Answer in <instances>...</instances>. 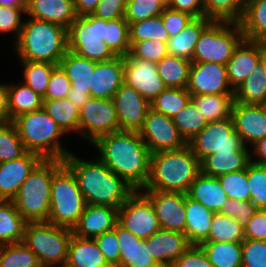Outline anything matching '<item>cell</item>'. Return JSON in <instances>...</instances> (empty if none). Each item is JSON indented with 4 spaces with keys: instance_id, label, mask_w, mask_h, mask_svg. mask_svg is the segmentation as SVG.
Masks as SVG:
<instances>
[{
    "instance_id": "cell-1",
    "label": "cell",
    "mask_w": 266,
    "mask_h": 267,
    "mask_svg": "<svg viewBox=\"0 0 266 267\" xmlns=\"http://www.w3.org/2000/svg\"><path fill=\"white\" fill-rule=\"evenodd\" d=\"M93 154L135 190L145 187L150 175L151 151L136 131H116L99 137ZM98 153V154H97Z\"/></svg>"
},
{
    "instance_id": "cell-2",
    "label": "cell",
    "mask_w": 266,
    "mask_h": 267,
    "mask_svg": "<svg viewBox=\"0 0 266 267\" xmlns=\"http://www.w3.org/2000/svg\"><path fill=\"white\" fill-rule=\"evenodd\" d=\"M63 163L73 172L86 204L119 209L135 191L123 178L111 172L97 156L85 160L71 152Z\"/></svg>"
},
{
    "instance_id": "cell-3",
    "label": "cell",
    "mask_w": 266,
    "mask_h": 267,
    "mask_svg": "<svg viewBox=\"0 0 266 267\" xmlns=\"http://www.w3.org/2000/svg\"><path fill=\"white\" fill-rule=\"evenodd\" d=\"M11 46L20 61L59 65L68 50L67 29L54 23L25 16L20 35Z\"/></svg>"
},
{
    "instance_id": "cell-4",
    "label": "cell",
    "mask_w": 266,
    "mask_h": 267,
    "mask_svg": "<svg viewBox=\"0 0 266 267\" xmlns=\"http://www.w3.org/2000/svg\"><path fill=\"white\" fill-rule=\"evenodd\" d=\"M200 173V161L188 145L178 150L151 154L150 175L140 190H158L187 194Z\"/></svg>"
},
{
    "instance_id": "cell-5",
    "label": "cell",
    "mask_w": 266,
    "mask_h": 267,
    "mask_svg": "<svg viewBox=\"0 0 266 267\" xmlns=\"http://www.w3.org/2000/svg\"><path fill=\"white\" fill-rule=\"evenodd\" d=\"M11 122L27 152L57 160H64L72 152L63 144L67 135L43 109L20 114Z\"/></svg>"
},
{
    "instance_id": "cell-6",
    "label": "cell",
    "mask_w": 266,
    "mask_h": 267,
    "mask_svg": "<svg viewBox=\"0 0 266 267\" xmlns=\"http://www.w3.org/2000/svg\"><path fill=\"white\" fill-rule=\"evenodd\" d=\"M63 164V160L42 159L22 183L12 201L27 222H47L53 174Z\"/></svg>"
},
{
    "instance_id": "cell-7",
    "label": "cell",
    "mask_w": 266,
    "mask_h": 267,
    "mask_svg": "<svg viewBox=\"0 0 266 267\" xmlns=\"http://www.w3.org/2000/svg\"><path fill=\"white\" fill-rule=\"evenodd\" d=\"M85 207L86 201L73 172L63 164L53 174L47 222L73 229Z\"/></svg>"
},
{
    "instance_id": "cell-8",
    "label": "cell",
    "mask_w": 266,
    "mask_h": 267,
    "mask_svg": "<svg viewBox=\"0 0 266 267\" xmlns=\"http://www.w3.org/2000/svg\"><path fill=\"white\" fill-rule=\"evenodd\" d=\"M72 229L48 222H27L23 243L36 255L42 267H60L67 260Z\"/></svg>"
},
{
    "instance_id": "cell-9",
    "label": "cell",
    "mask_w": 266,
    "mask_h": 267,
    "mask_svg": "<svg viewBox=\"0 0 266 267\" xmlns=\"http://www.w3.org/2000/svg\"><path fill=\"white\" fill-rule=\"evenodd\" d=\"M243 39L240 23L212 21L201 33L191 62L226 65Z\"/></svg>"
},
{
    "instance_id": "cell-10",
    "label": "cell",
    "mask_w": 266,
    "mask_h": 267,
    "mask_svg": "<svg viewBox=\"0 0 266 267\" xmlns=\"http://www.w3.org/2000/svg\"><path fill=\"white\" fill-rule=\"evenodd\" d=\"M68 50L95 62L117 57L105 43V20L92 14L79 16L67 30Z\"/></svg>"
},
{
    "instance_id": "cell-11",
    "label": "cell",
    "mask_w": 266,
    "mask_h": 267,
    "mask_svg": "<svg viewBox=\"0 0 266 267\" xmlns=\"http://www.w3.org/2000/svg\"><path fill=\"white\" fill-rule=\"evenodd\" d=\"M187 145L201 161L215 152L250 150L234 129L231 117L221 121L208 122L202 131L195 135Z\"/></svg>"
},
{
    "instance_id": "cell-12",
    "label": "cell",
    "mask_w": 266,
    "mask_h": 267,
    "mask_svg": "<svg viewBox=\"0 0 266 267\" xmlns=\"http://www.w3.org/2000/svg\"><path fill=\"white\" fill-rule=\"evenodd\" d=\"M119 131L113 99L90 98L79 111V140L92 145L99 137Z\"/></svg>"
},
{
    "instance_id": "cell-13",
    "label": "cell",
    "mask_w": 266,
    "mask_h": 267,
    "mask_svg": "<svg viewBox=\"0 0 266 267\" xmlns=\"http://www.w3.org/2000/svg\"><path fill=\"white\" fill-rule=\"evenodd\" d=\"M118 223L142 240L161 229L150 200L140 190H135L118 209Z\"/></svg>"
},
{
    "instance_id": "cell-14",
    "label": "cell",
    "mask_w": 266,
    "mask_h": 267,
    "mask_svg": "<svg viewBox=\"0 0 266 267\" xmlns=\"http://www.w3.org/2000/svg\"><path fill=\"white\" fill-rule=\"evenodd\" d=\"M138 132L151 153L178 150L187 145L172 118L151 108L148 109L144 123Z\"/></svg>"
},
{
    "instance_id": "cell-15",
    "label": "cell",
    "mask_w": 266,
    "mask_h": 267,
    "mask_svg": "<svg viewBox=\"0 0 266 267\" xmlns=\"http://www.w3.org/2000/svg\"><path fill=\"white\" fill-rule=\"evenodd\" d=\"M186 89L192 95H234L226 65L220 63H192Z\"/></svg>"
},
{
    "instance_id": "cell-16",
    "label": "cell",
    "mask_w": 266,
    "mask_h": 267,
    "mask_svg": "<svg viewBox=\"0 0 266 267\" xmlns=\"http://www.w3.org/2000/svg\"><path fill=\"white\" fill-rule=\"evenodd\" d=\"M151 202L161 229L185 234V194L140 190Z\"/></svg>"
},
{
    "instance_id": "cell-17",
    "label": "cell",
    "mask_w": 266,
    "mask_h": 267,
    "mask_svg": "<svg viewBox=\"0 0 266 267\" xmlns=\"http://www.w3.org/2000/svg\"><path fill=\"white\" fill-rule=\"evenodd\" d=\"M124 83L137 90L149 103L167 88L158 75L156 63L127 56L124 57Z\"/></svg>"
},
{
    "instance_id": "cell-18",
    "label": "cell",
    "mask_w": 266,
    "mask_h": 267,
    "mask_svg": "<svg viewBox=\"0 0 266 267\" xmlns=\"http://www.w3.org/2000/svg\"><path fill=\"white\" fill-rule=\"evenodd\" d=\"M119 131L138 132L145 120L150 103L133 87L123 83L113 96Z\"/></svg>"
},
{
    "instance_id": "cell-19",
    "label": "cell",
    "mask_w": 266,
    "mask_h": 267,
    "mask_svg": "<svg viewBox=\"0 0 266 267\" xmlns=\"http://www.w3.org/2000/svg\"><path fill=\"white\" fill-rule=\"evenodd\" d=\"M231 118L235 131L246 147L250 148L258 140L266 137L265 105H247L234 101Z\"/></svg>"
},
{
    "instance_id": "cell-20",
    "label": "cell",
    "mask_w": 266,
    "mask_h": 267,
    "mask_svg": "<svg viewBox=\"0 0 266 267\" xmlns=\"http://www.w3.org/2000/svg\"><path fill=\"white\" fill-rule=\"evenodd\" d=\"M42 160L35 153L26 152L17 159L0 163V200H13L22 183Z\"/></svg>"
},
{
    "instance_id": "cell-21",
    "label": "cell",
    "mask_w": 266,
    "mask_h": 267,
    "mask_svg": "<svg viewBox=\"0 0 266 267\" xmlns=\"http://www.w3.org/2000/svg\"><path fill=\"white\" fill-rule=\"evenodd\" d=\"M263 48L257 40L243 39L226 64L228 81L235 91L260 63Z\"/></svg>"
},
{
    "instance_id": "cell-22",
    "label": "cell",
    "mask_w": 266,
    "mask_h": 267,
    "mask_svg": "<svg viewBox=\"0 0 266 267\" xmlns=\"http://www.w3.org/2000/svg\"><path fill=\"white\" fill-rule=\"evenodd\" d=\"M118 223V208L107 205L86 204L84 212L72 229L81 238H92L114 229Z\"/></svg>"
},
{
    "instance_id": "cell-23",
    "label": "cell",
    "mask_w": 266,
    "mask_h": 267,
    "mask_svg": "<svg viewBox=\"0 0 266 267\" xmlns=\"http://www.w3.org/2000/svg\"><path fill=\"white\" fill-rule=\"evenodd\" d=\"M124 83V57L97 62L92 75L90 98L112 99Z\"/></svg>"
},
{
    "instance_id": "cell-24",
    "label": "cell",
    "mask_w": 266,
    "mask_h": 267,
    "mask_svg": "<svg viewBox=\"0 0 266 267\" xmlns=\"http://www.w3.org/2000/svg\"><path fill=\"white\" fill-rule=\"evenodd\" d=\"M145 242L154 260L161 267H171L190 246L186 235L180 232L160 229Z\"/></svg>"
},
{
    "instance_id": "cell-25",
    "label": "cell",
    "mask_w": 266,
    "mask_h": 267,
    "mask_svg": "<svg viewBox=\"0 0 266 267\" xmlns=\"http://www.w3.org/2000/svg\"><path fill=\"white\" fill-rule=\"evenodd\" d=\"M120 249L119 267H161L153 258L145 240L117 223L114 227Z\"/></svg>"
},
{
    "instance_id": "cell-26",
    "label": "cell",
    "mask_w": 266,
    "mask_h": 267,
    "mask_svg": "<svg viewBox=\"0 0 266 267\" xmlns=\"http://www.w3.org/2000/svg\"><path fill=\"white\" fill-rule=\"evenodd\" d=\"M25 16L54 23L67 30L77 18L74 0H27Z\"/></svg>"
},
{
    "instance_id": "cell-27",
    "label": "cell",
    "mask_w": 266,
    "mask_h": 267,
    "mask_svg": "<svg viewBox=\"0 0 266 267\" xmlns=\"http://www.w3.org/2000/svg\"><path fill=\"white\" fill-rule=\"evenodd\" d=\"M97 62L78 56L67 50L59 62V66L71 81L70 92L86 93L90 95L92 75Z\"/></svg>"
},
{
    "instance_id": "cell-28",
    "label": "cell",
    "mask_w": 266,
    "mask_h": 267,
    "mask_svg": "<svg viewBox=\"0 0 266 267\" xmlns=\"http://www.w3.org/2000/svg\"><path fill=\"white\" fill-rule=\"evenodd\" d=\"M187 196L200 202L214 213H219L228 199L218 177L208 176L201 172L190 185Z\"/></svg>"
},
{
    "instance_id": "cell-29",
    "label": "cell",
    "mask_w": 266,
    "mask_h": 267,
    "mask_svg": "<svg viewBox=\"0 0 266 267\" xmlns=\"http://www.w3.org/2000/svg\"><path fill=\"white\" fill-rule=\"evenodd\" d=\"M185 235L191 245H200L209 235L214 212L185 194Z\"/></svg>"
},
{
    "instance_id": "cell-30",
    "label": "cell",
    "mask_w": 266,
    "mask_h": 267,
    "mask_svg": "<svg viewBox=\"0 0 266 267\" xmlns=\"http://www.w3.org/2000/svg\"><path fill=\"white\" fill-rule=\"evenodd\" d=\"M250 162V150L215 152L200 161V172L219 177L221 175L246 169Z\"/></svg>"
},
{
    "instance_id": "cell-31",
    "label": "cell",
    "mask_w": 266,
    "mask_h": 267,
    "mask_svg": "<svg viewBox=\"0 0 266 267\" xmlns=\"http://www.w3.org/2000/svg\"><path fill=\"white\" fill-rule=\"evenodd\" d=\"M73 267H111L105 260L95 239L72 235L66 263Z\"/></svg>"
},
{
    "instance_id": "cell-32",
    "label": "cell",
    "mask_w": 266,
    "mask_h": 267,
    "mask_svg": "<svg viewBox=\"0 0 266 267\" xmlns=\"http://www.w3.org/2000/svg\"><path fill=\"white\" fill-rule=\"evenodd\" d=\"M212 22L203 17L193 18L181 32L167 41L168 55L182 57L192 61L197 41L203 30Z\"/></svg>"
},
{
    "instance_id": "cell-33",
    "label": "cell",
    "mask_w": 266,
    "mask_h": 267,
    "mask_svg": "<svg viewBox=\"0 0 266 267\" xmlns=\"http://www.w3.org/2000/svg\"><path fill=\"white\" fill-rule=\"evenodd\" d=\"M42 109L58 124L67 136L77 135V139H79L80 110L68 98L43 99Z\"/></svg>"
},
{
    "instance_id": "cell-34",
    "label": "cell",
    "mask_w": 266,
    "mask_h": 267,
    "mask_svg": "<svg viewBox=\"0 0 266 267\" xmlns=\"http://www.w3.org/2000/svg\"><path fill=\"white\" fill-rule=\"evenodd\" d=\"M234 100L247 105L266 104V67L262 60L234 91Z\"/></svg>"
},
{
    "instance_id": "cell-35",
    "label": "cell",
    "mask_w": 266,
    "mask_h": 267,
    "mask_svg": "<svg viewBox=\"0 0 266 267\" xmlns=\"http://www.w3.org/2000/svg\"><path fill=\"white\" fill-rule=\"evenodd\" d=\"M26 224L12 200H0V245L22 242Z\"/></svg>"
},
{
    "instance_id": "cell-36",
    "label": "cell",
    "mask_w": 266,
    "mask_h": 267,
    "mask_svg": "<svg viewBox=\"0 0 266 267\" xmlns=\"http://www.w3.org/2000/svg\"><path fill=\"white\" fill-rule=\"evenodd\" d=\"M17 82L7 83L11 120L20 114L40 110L43 104V97L21 80Z\"/></svg>"
},
{
    "instance_id": "cell-37",
    "label": "cell",
    "mask_w": 266,
    "mask_h": 267,
    "mask_svg": "<svg viewBox=\"0 0 266 267\" xmlns=\"http://www.w3.org/2000/svg\"><path fill=\"white\" fill-rule=\"evenodd\" d=\"M200 247L213 267H241L242 242L204 241Z\"/></svg>"
},
{
    "instance_id": "cell-38",
    "label": "cell",
    "mask_w": 266,
    "mask_h": 267,
    "mask_svg": "<svg viewBox=\"0 0 266 267\" xmlns=\"http://www.w3.org/2000/svg\"><path fill=\"white\" fill-rule=\"evenodd\" d=\"M192 62L188 59L167 55L156 63L157 72L168 88H186Z\"/></svg>"
},
{
    "instance_id": "cell-39",
    "label": "cell",
    "mask_w": 266,
    "mask_h": 267,
    "mask_svg": "<svg viewBox=\"0 0 266 267\" xmlns=\"http://www.w3.org/2000/svg\"><path fill=\"white\" fill-rule=\"evenodd\" d=\"M239 23L244 39L258 41L266 33V0H246Z\"/></svg>"
},
{
    "instance_id": "cell-40",
    "label": "cell",
    "mask_w": 266,
    "mask_h": 267,
    "mask_svg": "<svg viewBox=\"0 0 266 267\" xmlns=\"http://www.w3.org/2000/svg\"><path fill=\"white\" fill-rule=\"evenodd\" d=\"M191 100L207 122L221 121L231 117L234 95H192Z\"/></svg>"
},
{
    "instance_id": "cell-41",
    "label": "cell",
    "mask_w": 266,
    "mask_h": 267,
    "mask_svg": "<svg viewBox=\"0 0 266 267\" xmlns=\"http://www.w3.org/2000/svg\"><path fill=\"white\" fill-rule=\"evenodd\" d=\"M19 62L21 66L20 68L22 69V79L20 80L30 87L34 92L38 93L41 97H44L52 71L58 65L36 61Z\"/></svg>"
},
{
    "instance_id": "cell-42",
    "label": "cell",
    "mask_w": 266,
    "mask_h": 267,
    "mask_svg": "<svg viewBox=\"0 0 266 267\" xmlns=\"http://www.w3.org/2000/svg\"><path fill=\"white\" fill-rule=\"evenodd\" d=\"M244 239V227L235 218L214 213L209 235L205 241L243 242Z\"/></svg>"
},
{
    "instance_id": "cell-43",
    "label": "cell",
    "mask_w": 266,
    "mask_h": 267,
    "mask_svg": "<svg viewBox=\"0 0 266 267\" xmlns=\"http://www.w3.org/2000/svg\"><path fill=\"white\" fill-rule=\"evenodd\" d=\"M246 0H203L204 15L212 21L239 23Z\"/></svg>"
},
{
    "instance_id": "cell-44",
    "label": "cell",
    "mask_w": 266,
    "mask_h": 267,
    "mask_svg": "<svg viewBox=\"0 0 266 267\" xmlns=\"http://www.w3.org/2000/svg\"><path fill=\"white\" fill-rule=\"evenodd\" d=\"M190 100L191 94L186 88L167 87L150 103V108L173 118Z\"/></svg>"
},
{
    "instance_id": "cell-45",
    "label": "cell",
    "mask_w": 266,
    "mask_h": 267,
    "mask_svg": "<svg viewBox=\"0 0 266 267\" xmlns=\"http://www.w3.org/2000/svg\"><path fill=\"white\" fill-rule=\"evenodd\" d=\"M172 120L187 143L208 124L192 100Z\"/></svg>"
},
{
    "instance_id": "cell-46",
    "label": "cell",
    "mask_w": 266,
    "mask_h": 267,
    "mask_svg": "<svg viewBox=\"0 0 266 267\" xmlns=\"http://www.w3.org/2000/svg\"><path fill=\"white\" fill-rule=\"evenodd\" d=\"M105 43L116 56L125 57L130 52L129 24L124 17L105 20Z\"/></svg>"
},
{
    "instance_id": "cell-47",
    "label": "cell",
    "mask_w": 266,
    "mask_h": 267,
    "mask_svg": "<svg viewBox=\"0 0 266 267\" xmlns=\"http://www.w3.org/2000/svg\"><path fill=\"white\" fill-rule=\"evenodd\" d=\"M0 267H42L37 255L23 242L0 245Z\"/></svg>"
},
{
    "instance_id": "cell-48",
    "label": "cell",
    "mask_w": 266,
    "mask_h": 267,
    "mask_svg": "<svg viewBox=\"0 0 266 267\" xmlns=\"http://www.w3.org/2000/svg\"><path fill=\"white\" fill-rule=\"evenodd\" d=\"M130 41L158 40L167 43L169 35L160 15L129 25Z\"/></svg>"
},
{
    "instance_id": "cell-49",
    "label": "cell",
    "mask_w": 266,
    "mask_h": 267,
    "mask_svg": "<svg viewBox=\"0 0 266 267\" xmlns=\"http://www.w3.org/2000/svg\"><path fill=\"white\" fill-rule=\"evenodd\" d=\"M26 152L13 123L0 124V163L20 158Z\"/></svg>"
},
{
    "instance_id": "cell-50",
    "label": "cell",
    "mask_w": 266,
    "mask_h": 267,
    "mask_svg": "<svg viewBox=\"0 0 266 267\" xmlns=\"http://www.w3.org/2000/svg\"><path fill=\"white\" fill-rule=\"evenodd\" d=\"M167 7L165 0H128L124 18L128 24L161 15Z\"/></svg>"
},
{
    "instance_id": "cell-51",
    "label": "cell",
    "mask_w": 266,
    "mask_h": 267,
    "mask_svg": "<svg viewBox=\"0 0 266 267\" xmlns=\"http://www.w3.org/2000/svg\"><path fill=\"white\" fill-rule=\"evenodd\" d=\"M247 181L250 189V201L258 209L266 210V165L250 161L247 165Z\"/></svg>"
},
{
    "instance_id": "cell-52",
    "label": "cell",
    "mask_w": 266,
    "mask_h": 267,
    "mask_svg": "<svg viewBox=\"0 0 266 267\" xmlns=\"http://www.w3.org/2000/svg\"><path fill=\"white\" fill-rule=\"evenodd\" d=\"M219 182L230 199L249 201L250 189L247 181V167L218 177Z\"/></svg>"
},
{
    "instance_id": "cell-53",
    "label": "cell",
    "mask_w": 266,
    "mask_h": 267,
    "mask_svg": "<svg viewBox=\"0 0 266 267\" xmlns=\"http://www.w3.org/2000/svg\"><path fill=\"white\" fill-rule=\"evenodd\" d=\"M128 58H139L157 63L168 55L167 43L158 40L130 41Z\"/></svg>"
},
{
    "instance_id": "cell-54",
    "label": "cell",
    "mask_w": 266,
    "mask_h": 267,
    "mask_svg": "<svg viewBox=\"0 0 266 267\" xmlns=\"http://www.w3.org/2000/svg\"><path fill=\"white\" fill-rule=\"evenodd\" d=\"M27 7L0 6V36L12 35V45L17 41L26 15Z\"/></svg>"
},
{
    "instance_id": "cell-55",
    "label": "cell",
    "mask_w": 266,
    "mask_h": 267,
    "mask_svg": "<svg viewBox=\"0 0 266 267\" xmlns=\"http://www.w3.org/2000/svg\"><path fill=\"white\" fill-rule=\"evenodd\" d=\"M241 267H266V241L243 240Z\"/></svg>"
},
{
    "instance_id": "cell-56",
    "label": "cell",
    "mask_w": 266,
    "mask_h": 267,
    "mask_svg": "<svg viewBox=\"0 0 266 267\" xmlns=\"http://www.w3.org/2000/svg\"><path fill=\"white\" fill-rule=\"evenodd\" d=\"M258 208L252 201H242L228 198L223 204L220 214L235 218L245 227Z\"/></svg>"
},
{
    "instance_id": "cell-57",
    "label": "cell",
    "mask_w": 266,
    "mask_h": 267,
    "mask_svg": "<svg viewBox=\"0 0 266 267\" xmlns=\"http://www.w3.org/2000/svg\"><path fill=\"white\" fill-rule=\"evenodd\" d=\"M94 239L108 264L111 267H119L120 249L116 231L112 229L102 233Z\"/></svg>"
},
{
    "instance_id": "cell-58",
    "label": "cell",
    "mask_w": 266,
    "mask_h": 267,
    "mask_svg": "<svg viewBox=\"0 0 266 267\" xmlns=\"http://www.w3.org/2000/svg\"><path fill=\"white\" fill-rule=\"evenodd\" d=\"M71 89V81L66 73L58 65L51 74L48 87L43 99H63L67 98Z\"/></svg>"
},
{
    "instance_id": "cell-59",
    "label": "cell",
    "mask_w": 266,
    "mask_h": 267,
    "mask_svg": "<svg viewBox=\"0 0 266 267\" xmlns=\"http://www.w3.org/2000/svg\"><path fill=\"white\" fill-rule=\"evenodd\" d=\"M171 267H213L200 245H191Z\"/></svg>"
},
{
    "instance_id": "cell-60",
    "label": "cell",
    "mask_w": 266,
    "mask_h": 267,
    "mask_svg": "<svg viewBox=\"0 0 266 267\" xmlns=\"http://www.w3.org/2000/svg\"><path fill=\"white\" fill-rule=\"evenodd\" d=\"M169 37L177 35L194 18L193 16L166 7L160 15Z\"/></svg>"
},
{
    "instance_id": "cell-61",
    "label": "cell",
    "mask_w": 266,
    "mask_h": 267,
    "mask_svg": "<svg viewBox=\"0 0 266 267\" xmlns=\"http://www.w3.org/2000/svg\"><path fill=\"white\" fill-rule=\"evenodd\" d=\"M127 2L128 0H100L92 15L107 21L122 18Z\"/></svg>"
},
{
    "instance_id": "cell-62",
    "label": "cell",
    "mask_w": 266,
    "mask_h": 267,
    "mask_svg": "<svg viewBox=\"0 0 266 267\" xmlns=\"http://www.w3.org/2000/svg\"><path fill=\"white\" fill-rule=\"evenodd\" d=\"M247 239L266 241V210L258 209L244 227Z\"/></svg>"
},
{
    "instance_id": "cell-63",
    "label": "cell",
    "mask_w": 266,
    "mask_h": 267,
    "mask_svg": "<svg viewBox=\"0 0 266 267\" xmlns=\"http://www.w3.org/2000/svg\"><path fill=\"white\" fill-rule=\"evenodd\" d=\"M167 7L185 12L194 18L205 16L203 0H168Z\"/></svg>"
},
{
    "instance_id": "cell-64",
    "label": "cell",
    "mask_w": 266,
    "mask_h": 267,
    "mask_svg": "<svg viewBox=\"0 0 266 267\" xmlns=\"http://www.w3.org/2000/svg\"><path fill=\"white\" fill-rule=\"evenodd\" d=\"M7 82H0V124L11 122Z\"/></svg>"
},
{
    "instance_id": "cell-65",
    "label": "cell",
    "mask_w": 266,
    "mask_h": 267,
    "mask_svg": "<svg viewBox=\"0 0 266 267\" xmlns=\"http://www.w3.org/2000/svg\"><path fill=\"white\" fill-rule=\"evenodd\" d=\"M250 161L266 165V137L258 140L250 147Z\"/></svg>"
},
{
    "instance_id": "cell-66",
    "label": "cell",
    "mask_w": 266,
    "mask_h": 267,
    "mask_svg": "<svg viewBox=\"0 0 266 267\" xmlns=\"http://www.w3.org/2000/svg\"><path fill=\"white\" fill-rule=\"evenodd\" d=\"M100 0H74V10L76 16L92 14Z\"/></svg>"
},
{
    "instance_id": "cell-67",
    "label": "cell",
    "mask_w": 266,
    "mask_h": 267,
    "mask_svg": "<svg viewBox=\"0 0 266 267\" xmlns=\"http://www.w3.org/2000/svg\"><path fill=\"white\" fill-rule=\"evenodd\" d=\"M67 98L80 110L83 105L90 99V95L86 93L69 92Z\"/></svg>"
},
{
    "instance_id": "cell-68",
    "label": "cell",
    "mask_w": 266,
    "mask_h": 267,
    "mask_svg": "<svg viewBox=\"0 0 266 267\" xmlns=\"http://www.w3.org/2000/svg\"><path fill=\"white\" fill-rule=\"evenodd\" d=\"M2 7H27V0H0Z\"/></svg>"
},
{
    "instance_id": "cell-69",
    "label": "cell",
    "mask_w": 266,
    "mask_h": 267,
    "mask_svg": "<svg viewBox=\"0 0 266 267\" xmlns=\"http://www.w3.org/2000/svg\"><path fill=\"white\" fill-rule=\"evenodd\" d=\"M263 50H266V33L258 40Z\"/></svg>"
},
{
    "instance_id": "cell-70",
    "label": "cell",
    "mask_w": 266,
    "mask_h": 267,
    "mask_svg": "<svg viewBox=\"0 0 266 267\" xmlns=\"http://www.w3.org/2000/svg\"><path fill=\"white\" fill-rule=\"evenodd\" d=\"M262 61L264 62L265 67H266V50H264L263 52Z\"/></svg>"
},
{
    "instance_id": "cell-71",
    "label": "cell",
    "mask_w": 266,
    "mask_h": 267,
    "mask_svg": "<svg viewBox=\"0 0 266 267\" xmlns=\"http://www.w3.org/2000/svg\"><path fill=\"white\" fill-rule=\"evenodd\" d=\"M60 267H73V266H69L67 264L61 265Z\"/></svg>"
}]
</instances>
